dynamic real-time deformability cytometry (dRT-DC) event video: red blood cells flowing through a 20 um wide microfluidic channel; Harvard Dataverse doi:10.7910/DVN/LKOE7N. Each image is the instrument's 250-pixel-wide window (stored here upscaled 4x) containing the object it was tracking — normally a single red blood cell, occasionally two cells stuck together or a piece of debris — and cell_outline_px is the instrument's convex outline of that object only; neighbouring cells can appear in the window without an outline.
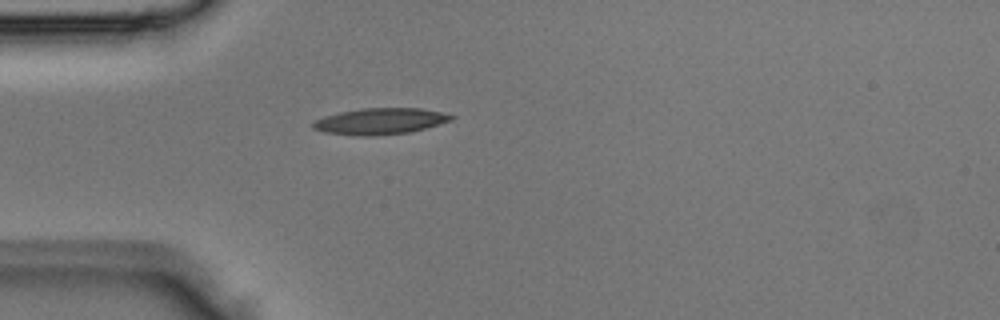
{"species": "Egyptian fruit bat (a non-hibernating species)", "species_latin": "Rousettus aegyptiacus", "temperature_condition": "room temperature", "stored_images_in_passage": 2, "camera_frame_rate_fps": 3000, "um_per_image_px": 0.085, "animal": {"sex": "male"}, "frame": {"image": 1, "passage_image": 2, "time_ms": 0.333, "image_size_px": [1000, 320], "cell_outline_px": [[456, 116], [452, 120], [424, 128], [408, 132], [368, 136], [360, 136], [324, 132], [312, 128], [312, 120], [324, 116], [340, 112], [364, 108], [420, 108], [440, 112]], "centroid_in_image_um": [32.26, 10.3], "position_along_channel_um": 52.7, "area_um2": 20.98}}